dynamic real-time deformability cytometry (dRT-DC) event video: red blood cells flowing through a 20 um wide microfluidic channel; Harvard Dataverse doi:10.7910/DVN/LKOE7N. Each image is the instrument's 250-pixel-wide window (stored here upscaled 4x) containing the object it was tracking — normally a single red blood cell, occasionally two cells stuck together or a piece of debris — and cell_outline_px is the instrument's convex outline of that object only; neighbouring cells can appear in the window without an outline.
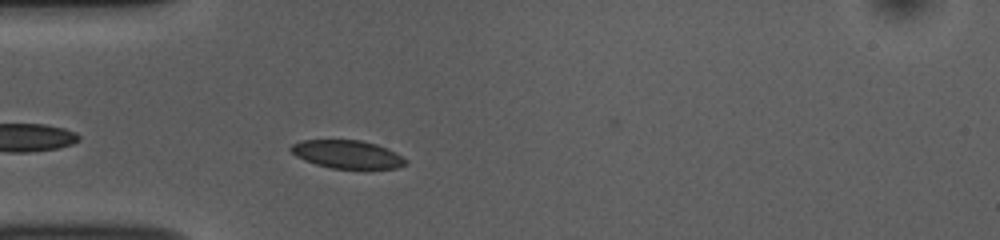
{"species": "common noctule bat (a hibernating species)", "species_latin": "Nyctalus noctula", "temperature_condition": "room temperature", "stored_images_in_passage": 40, "camera_frame_rate_fps": 3000, "um_per_image_px": 0.085, "animal": {"sex": "female", "body_mass_g": 10.0, "forearm_length_mm": 53.1}, "frame": {"image": 1, "passage_image": 4, "time_ms": 1.0, "image_size_px": [1000, 240], "cell_outline_px": [[408, 164], [396, 168], [332, 168], [316, 164], [304, 160], [296, 156], [288, 148], [292, 144], [300, 140], [360, 140], [376, 144], [388, 148], [396, 152], [408, 160]], "centroid_in_image_um": [29.53, 13.11], "position_along_channel_um": 55.5, "area_um2": 18.84}}
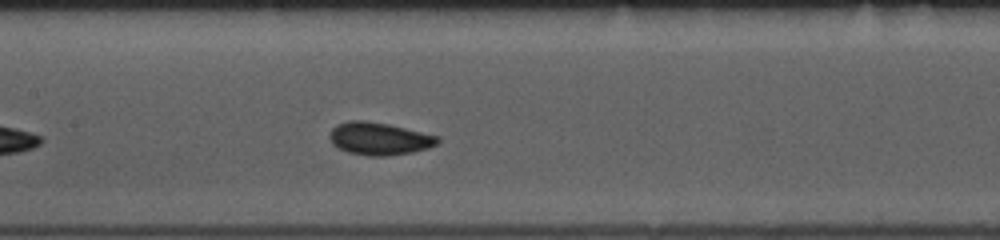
{"frame": {"image": 2, "passage_image": 14, "time_ms": 4.333, "image_size_px": [1000, 240], "cell_outline_px": [[440, 140], [436, 144], [428, 148], [412, 152], [384, 156], [368, 156], [348, 152], [332, 144], [328, 136], [332, 128], [336, 124], [348, 120], [364, 120], [388, 124], [440, 136]], "centroid_in_image_um": [32.21, 11.78], "position_along_channel_um": 175.2, "area_um2": 20.58}}
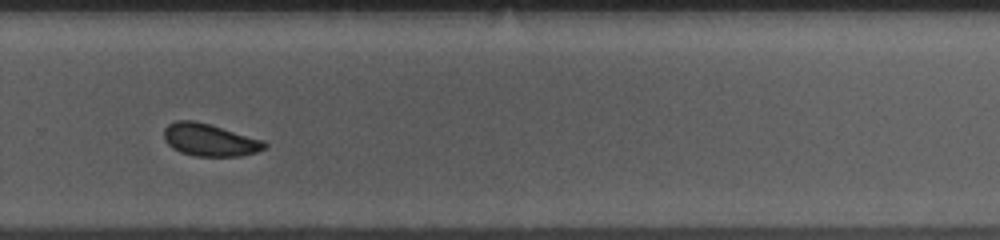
{"frame": {"image": 3, "passage_image": 25, "time_ms": 8.0, "image_size_px": [1000, 240], "cell_outline_px": [[268, 144], [264, 148], [256, 152], [240, 156], [196, 156], [180, 152], [172, 148], [164, 140], [164, 128], [168, 124], [176, 120], [196, 120], [264, 140]], "centroid_in_image_um": [17.8, 11.88], "position_along_channel_um": 312.0, "area_um2": 19.07}, "authors_computed_cell_mechanics": {"area_um2": 19.0162, "velocity_mm_per_s": 3.7427, "shape_relaxation_time_tau1_ms": 3.009, "shape_relaxation_time_tau2_ms": 1.1617, "deformation_change_tau1": 0.0794, "deformation_change_tau2": 0.0435}}